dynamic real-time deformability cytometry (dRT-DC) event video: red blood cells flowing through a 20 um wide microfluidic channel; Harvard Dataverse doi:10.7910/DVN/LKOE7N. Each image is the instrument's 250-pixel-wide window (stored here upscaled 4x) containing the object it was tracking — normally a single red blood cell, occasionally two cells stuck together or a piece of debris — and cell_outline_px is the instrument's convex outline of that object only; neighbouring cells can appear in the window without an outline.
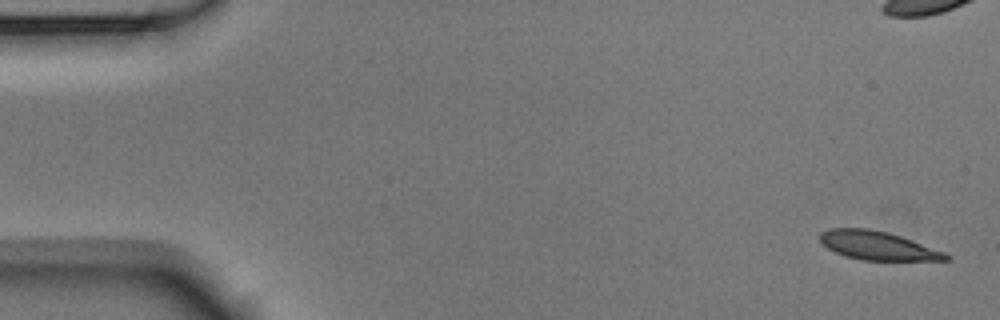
{"species": "Egyptian fruit bat (a non-hibernating species)", "species_latin": "Rousettus aegyptiacus", "temperature_condition": "room temperature", "stored_images_in_passage": 7, "camera_frame_rate_fps": 3000, "um_per_image_px": 0.085, "animal": {"sex": "male"}, "frame": {"image": 1, "passage_image": 1, "time_ms": 0.0, "image_size_px": [1000, 320], "cell_outline_px": [[952, 260], [860, 260], [844, 256], [828, 248], [820, 240], [820, 232], [828, 228], [868, 228], [888, 232], [900, 236], [944, 252], [952, 256]], "centroid_in_image_um": [74.59, 20.87], "position_along_channel_um": 10.4, "area_um2": 20.92}}
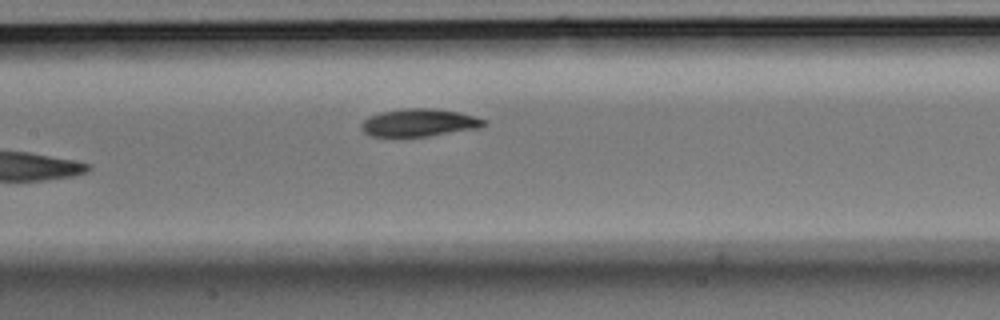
{"frame": {"image": 2, "passage_image": 7, "time_ms": 2.0, "image_size_px": [1000, 320], "cell_outline_px": [[484, 124], [480, 128], [428, 136], [372, 136], [364, 132], [360, 128], [360, 124], [368, 116], [380, 112], [404, 108], [432, 108], [460, 112], [484, 120]], "centroid_in_image_um": [35.58, 10.42], "position_along_channel_um": 171.8, "area_um2": 19.65}}